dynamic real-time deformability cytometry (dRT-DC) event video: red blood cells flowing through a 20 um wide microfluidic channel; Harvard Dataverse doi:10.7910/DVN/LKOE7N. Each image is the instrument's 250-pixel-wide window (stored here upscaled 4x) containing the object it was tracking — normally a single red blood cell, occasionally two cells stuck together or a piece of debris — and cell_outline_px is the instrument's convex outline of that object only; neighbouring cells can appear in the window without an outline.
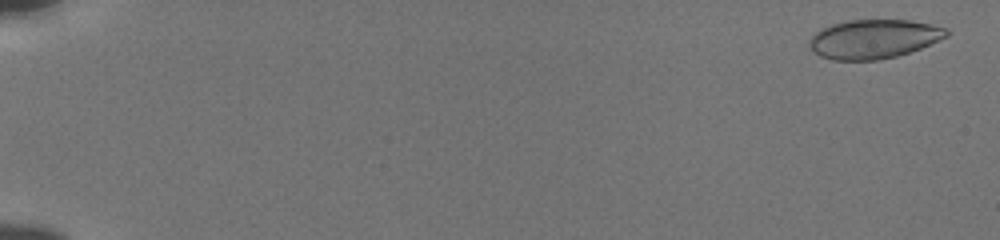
{"species": "human", "species_latin": "Homo sapiens", "temperature_condition": "cold", "stored_images_in_passage": 55, "camera_frame_rate_fps": 3000, "um_per_image_px": 0.085, "donor": {"sex": "male"}, "frame": {"image": 1, "passage_image": 2, "time_ms": 0.333, "image_size_px": [1000, 240], "cell_outline_px": [[948, 36], [920, 48], [896, 56], [876, 60], [832, 60], [820, 56], [812, 52], [808, 44], [808, 40], [816, 32], [832, 24], [848, 20], [912, 20], [932, 24], [948, 28]], "centroid_in_image_um": [74.25, 3.31], "position_along_channel_um": 10.7, "area_um2": 31.21}}
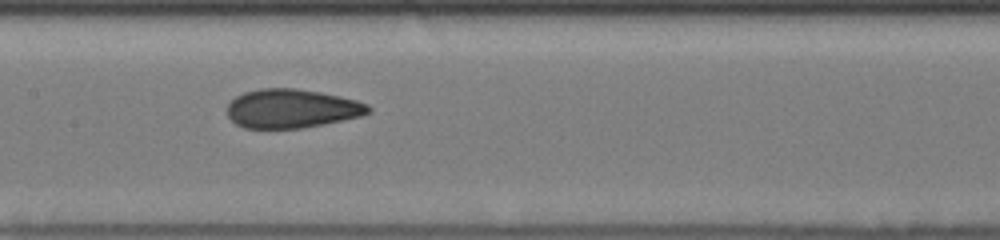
{"frame": {"image": 2, "passage_image": 30, "time_ms": 9.667, "image_size_px": [1000, 240], "cell_outline_px": [[372, 112], [360, 116], [324, 124], [300, 128], [244, 128], [236, 124], [228, 116], [228, 104], [236, 96], [244, 92], [260, 88], [296, 88], [320, 92], [340, 96], [356, 100], [368, 104], [372, 108]], "centroid_in_image_um": [24.81, 9.22], "position_along_channel_um": 182.6, "area_um2": 32.02}}
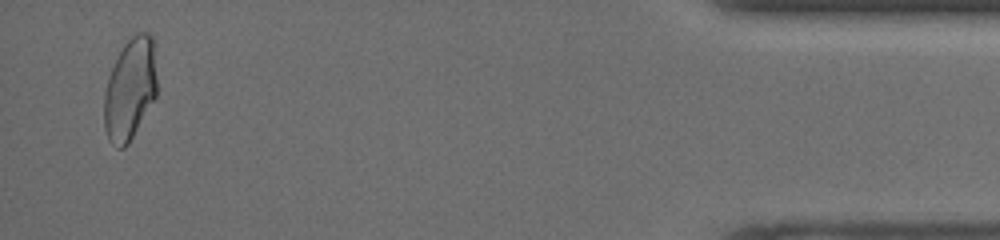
{"frame": {"image": 3, "passage_image": 54, "time_ms": 17.667, "image_size_px": [1000, 240], "cell_outline_px": [[156, 96], [128, 144], [124, 148], [116, 148], [108, 140], [104, 128], [104, 92], [108, 76], [124, 44], [136, 32], [148, 32], [152, 36], [156, 76]], "centroid_in_image_um": [11.03, 7.6], "position_along_channel_um": 424.2, "area_um2": 31.21}, "authors_computed_cell_mechanics": {"area_um2": 32.0212, "velocity_mm_per_s": 3.8505, "shape_relaxation_time_tau1_ms": 6.4324, "shape_relaxation_time_tau2_ms": 1.2475, "deformation_change_tau1": 0.1342, "deformation_change_tau2": 0.0604}}